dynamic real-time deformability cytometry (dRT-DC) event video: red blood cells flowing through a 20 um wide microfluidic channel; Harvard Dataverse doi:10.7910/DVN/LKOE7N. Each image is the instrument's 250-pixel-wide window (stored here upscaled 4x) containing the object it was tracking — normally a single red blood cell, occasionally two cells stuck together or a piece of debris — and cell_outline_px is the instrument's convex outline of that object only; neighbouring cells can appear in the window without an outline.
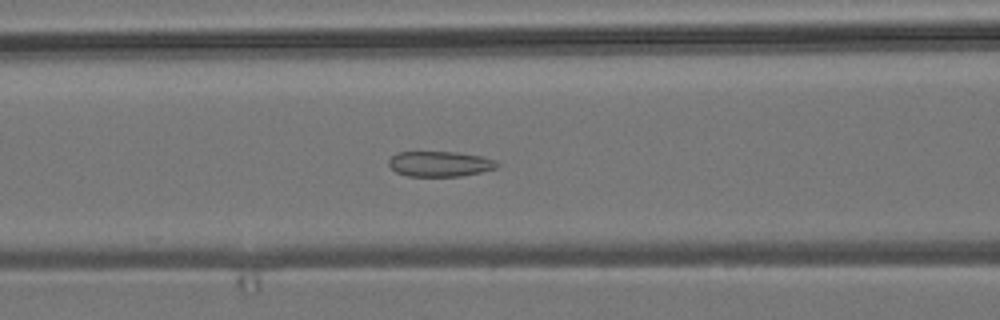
{"species": "common noctule bat (a hibernating species)", "species_latin": "Nyctalus noctula", "temperature_condition": "room temperature", "stored_images_in_passage": 53, "camera_frame_rate_fps": 3000, "um_per_image_px": 0.085, "animal": {"sex": "male", "body_mass_g": 19.2, "forearm_length_mm": 51.8}, "frame": {"image": 1, "passage_image": 21, "time_ms": 6.667, "image_size_px": [1000, 320], "cell_outline_px": [[500, 164], [496, 168], [464, 176], [408, 176], [396, 172], [388, 164], [388, 160], [396, 152], [456, 152], [484, 156], [496, 160]], "centroid_in_image_um": [37.41, 13.92], "position_along_channel_um": 129.2, "area_um2": 16.13}}
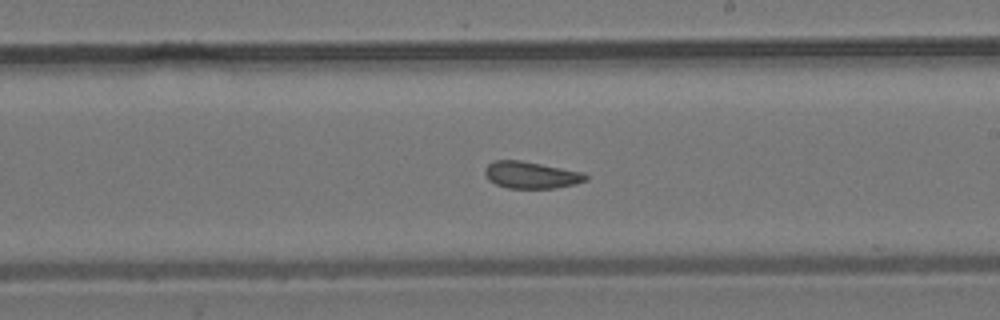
{"frame": {"image": 2, "passage_image": 30, "time_ms": 9.667, "image_size_px": [1000, 320], "cell_outline_px": [[588, 180], [576, 184], [556, 188], [508, 188], [496, 184], [488, 180], [484, 172], [484, 168], [488, 164], [496, 160], [520, 160], [584, 172], [588, 176]], "centroid_in_image_um": [45.16, 14.88], "position_along_channel_um": 243.8, "area_um2": 15.9}}
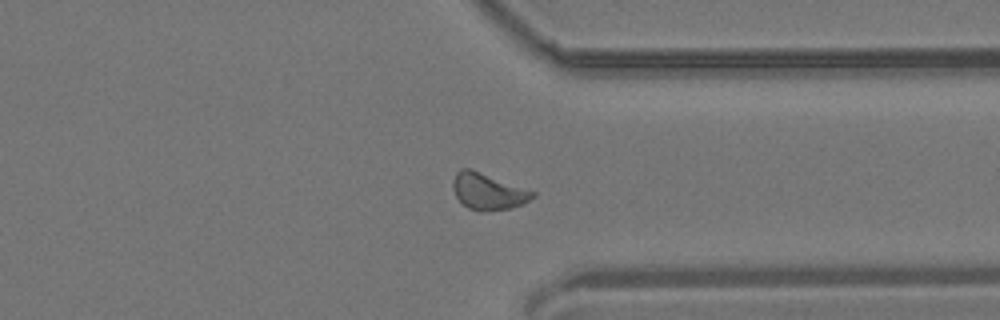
{"frame": {"image": 3, "passage_image": 40, "time_ms": 13.0, "image_size_px": [1000, 320], "cell_outline_px": [[536, 196], [520, 204], [508, 208], [480, 212], [468, 208], [456, 196], [452, 188], [452, 180], [456, 172], [460, 168], [472, 168], [536, 192]], "centroid_in_image_um": [41.45, 16.24], "position_along_channel_um": 370.0, "area_um2": 16.94}, "authors_computed_cell_mechanics": {"area_um2": 16.762, "velocity_mm_per_s": 3.829, "shape_relaxation_time_tau1_ms": null, "shape_relaxation_time_tau2_ms": 2.1909, "deformation_change_tau1": null, "deformation_change_tau2": 0.0905}}